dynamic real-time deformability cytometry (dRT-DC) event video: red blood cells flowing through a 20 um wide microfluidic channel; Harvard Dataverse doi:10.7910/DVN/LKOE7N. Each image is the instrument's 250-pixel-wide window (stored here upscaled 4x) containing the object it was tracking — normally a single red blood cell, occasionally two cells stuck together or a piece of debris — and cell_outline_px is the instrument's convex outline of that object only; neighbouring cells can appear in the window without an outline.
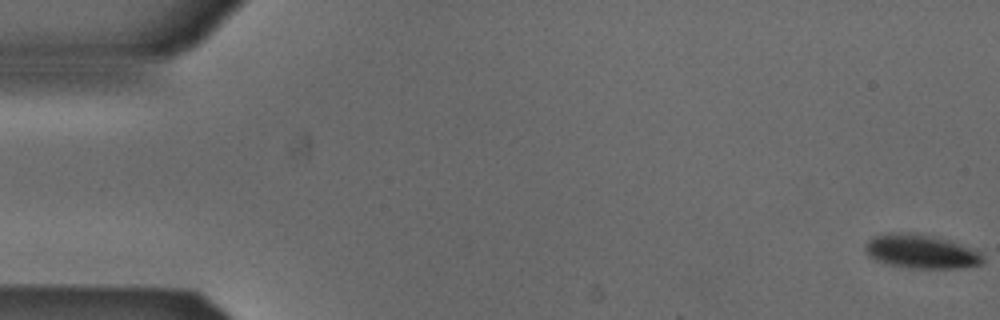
{"species": "Egyptian fruit bat (a non-hibernating species)", "species_latin": "Rousettus aegyptiacus", "temperature_condition": "cold", "stored_images_in_passage": 54, "camera_frame_rate_fps": 3000, "um_per_image_px": 0.085, "animal": {"sex": "male"}, "frame": {"image": 1, "passage_image": 1, "time_ms": 0.0, "image_size_px": [1000, 320], "cell_outline_px": [[984, 260], [980, 264], [964, 268], [908, 268], [888, 264], [876, 260], [868, 256], [864, 248], [868, 240], [872, 236], [896, 232], [908, 232], [932, 236], [952, 240], [976, 248], [984, 256]], "centroid_in_image_um": [78.34, 21.37], "position_along_channel_um": 6.7, "area_um2": 23.64}}
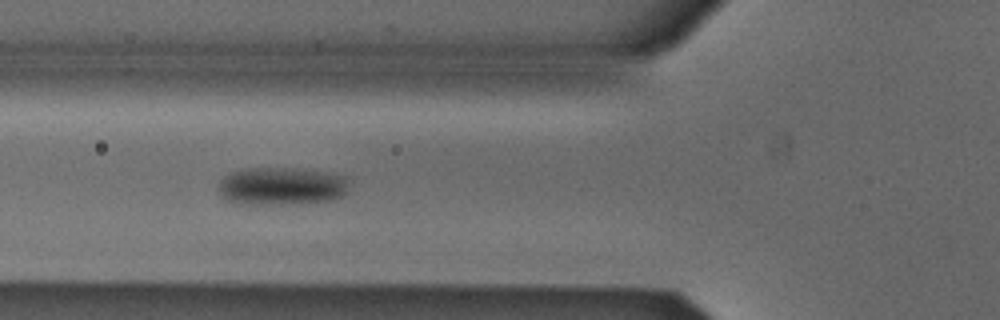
{"frame": {"image": 2, "passage_image": 20, "time_ms": 6.333, "image_size_px": [1000, 320], "cell_outline_px": [[348, 188], [344, 196], [328, 200], [268, 204], [236, 204], [228, 200], [220, 192], [220, 180], [224, 176], [232, 172], [248, 168], [292, 168], [328, 172], [348, 176]], "centroid_in_image_um": [23.96, 15.8], "position_along_channel_um": 101.8, "area_um2": 28.55}}
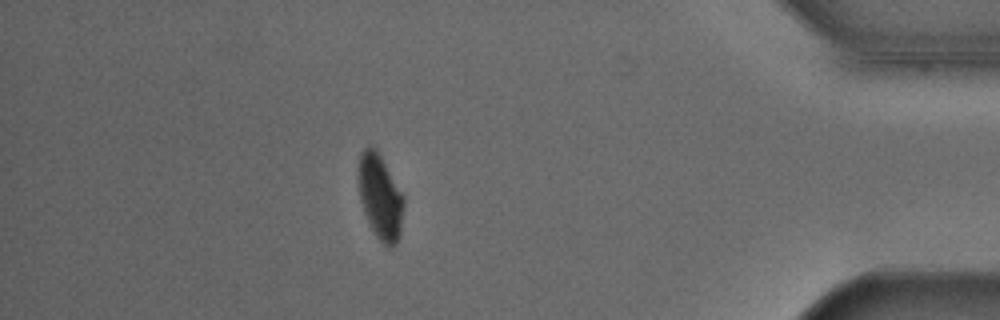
{"frame": {"image": 3, "passage_image": 47, "time_ms": 15.333, "image_size_px": [1000, 320], "cell_outline_px": [[404, 204], [400, 236], [396, 244], [392, 248], [388, 248], [376, 236], [364, 212], [360, 200], [356, 176], [356, 168], [360, 152], [368, 144], [376, 148], [404, 196]], "centroid_in_image_um": [32.28, 16.69], "position_along_channel_um": 402.9, "area_um2": 22.95}, "authors_computed_cell_mechanics": {"area_um2": 24.8251, "velocity_mm_per_s": 3.8664, "shape_relaxation_time_tau1_ms": 2.1067, "shape_relaxation_time_tau2_ms": null, "deformation_change_tau1": 0.0594, "deformation_change_tau2": null}}